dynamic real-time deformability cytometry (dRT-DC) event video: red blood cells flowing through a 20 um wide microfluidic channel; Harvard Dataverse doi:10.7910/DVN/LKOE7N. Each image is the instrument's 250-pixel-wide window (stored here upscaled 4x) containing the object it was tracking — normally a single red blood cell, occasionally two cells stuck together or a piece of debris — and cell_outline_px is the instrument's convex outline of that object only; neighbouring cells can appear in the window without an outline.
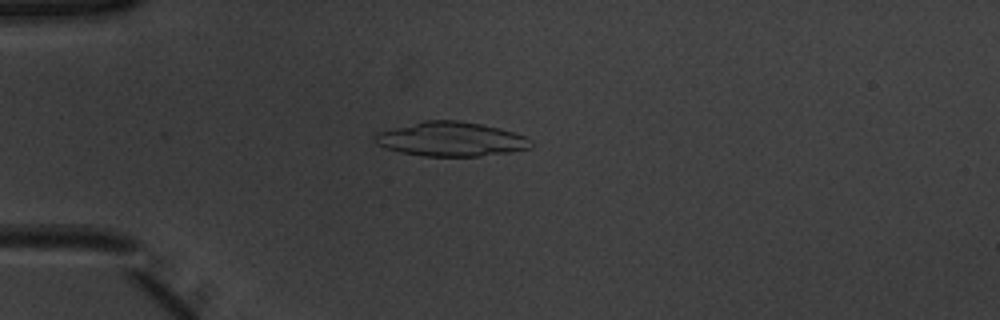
{"species": "common noctule bat (a hibernating species)", "species_latin": "Nyctalus noctula", "temperature_condition": "warm", "stored_images_in_passage": 44, "camera_frame_rate_fps": 3000, "um_per_image_px": 0.085, "animal": {"sex": "male", "body_mass_g": 20.1, "forearm_length_mm": 53.5}, "frame": {"image": 1, "passage_image": 7, "time_ms": 2.0, "image_size_px": [1000, 320], "cell_outline_px": [[532, 148], [512, 152], [480, 156], [424, 156], [400, 152], [376, 144], [372, 140], [376, 132], [424, 120], [460, 120], [480, 124], [512, 132], [524, 136], [532, 140]], "centroid_in_image_um": [38.32, 11.83], "position_along_channel_um": 46.7, "area_um2": 31.21}}
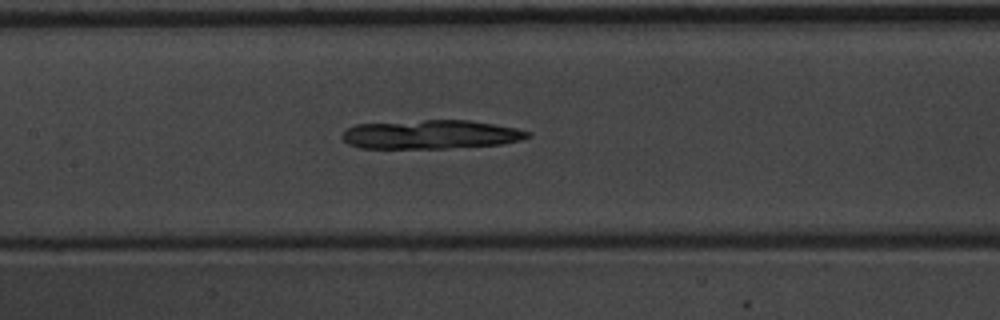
{"frame": {"image": 2, "passage_image": 18, "time_ms": 5.667, "image_size_px": [1000, 320], "cell_outline_px": [[532, 136], [520, 140], [500, 144], [448, 148], [360, 148], [348, 144], [340, 136], [348, 128], [356, 124], [424, 120], [468, 120], [516, 128], [532, 132]], "centroid_in_image_um": [36.62, 11.43], "position_along_channel_um": 170.8, "area_um2": 31.15}}
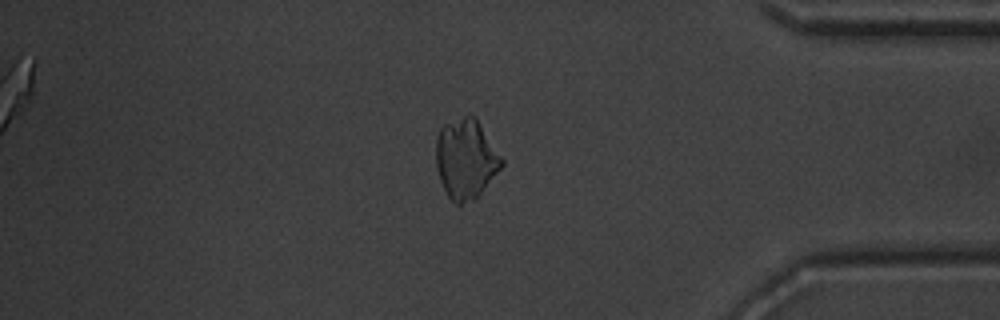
{"frame": {"image": 3, "passage_image": 37, "time_ms": 12.0, "image_size_px": [1000, 320], "cell_outline_px": [[504, 164], [480, 196], [476, 200], [460, 204], [456, 204], [448, 196], [440, 180], [436, 168], [436, 140], [440, 128], [444, 124], [464, 116], [476, 116], [504, 160]], "centroid_in_image_um": [39.62, 13.53], "position_along_channel_um": 395.6, "area_um2": 30.81}}